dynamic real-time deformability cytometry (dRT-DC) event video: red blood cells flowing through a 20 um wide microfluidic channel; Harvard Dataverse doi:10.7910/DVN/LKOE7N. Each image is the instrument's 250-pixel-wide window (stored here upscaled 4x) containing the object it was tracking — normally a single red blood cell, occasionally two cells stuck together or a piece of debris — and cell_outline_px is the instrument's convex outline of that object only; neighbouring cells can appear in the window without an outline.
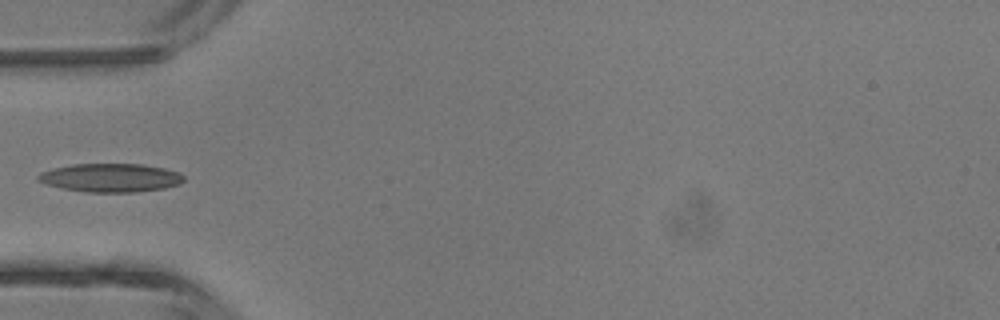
{"species": "common noctule bat (a hibernating species)", "species_latin": "Nyctalus noctula", "temperature_condition": "room temperature", "stored_images_in_passage": 4, "camera_frame_rate_fps": 3000, "um_per_image_px": 0.085, "animal": {"sex": "male", "body_mass_g": 13.3}, "frame": {"image": 1, "passage_image": 4, "time_ms": 3.667, "image_size_px": [1000, 320], "cell_outline_px": [[184, 180], [180, 184], [164, 188], [136, 192], [84, 192], [64, 188], [48, 184], [36, 180], [36, 176], [40, 172], [72, 164], [144, 164], [164, 168], [180, 172], [184, 176]], "centroid_in_image_um": [9.43, 15.1], "position_along_channel_um": 75.6, "area_um2": 24.22}}